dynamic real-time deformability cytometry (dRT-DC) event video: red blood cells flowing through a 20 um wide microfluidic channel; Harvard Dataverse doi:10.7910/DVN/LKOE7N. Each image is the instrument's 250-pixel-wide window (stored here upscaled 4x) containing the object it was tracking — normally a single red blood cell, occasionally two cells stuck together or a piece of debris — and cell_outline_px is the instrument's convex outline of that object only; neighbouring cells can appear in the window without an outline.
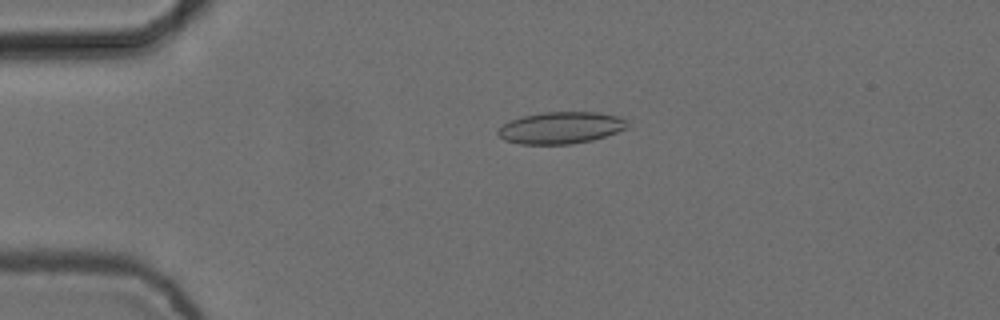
{"species": "common noctule bat (a hibernating species)", "species_latin": "Nyctalus noctula", "temperature_condition": "cold", "stored_images_in_passage": 4, "camera_frame_rate_fps": 3000, "um_per_image_px": 0.085, "animal": {"sex": "female", "body_mass_g": 24.6, "forearm_length_mm": 56.2}, "frame": {"image": 1, "passage_image": 3, "time_ms": 0.667, "image_size_px": [1000, 320], "cell_outline_px": [[628, 128], [592, 140], [572, 144], [520, 144], [504, 140], [496, 132], [496, 128], [508, 120], [540, 112], [596, 112], [620, 116], [628, 120]], "centroid_in_image_um": [47.65, 10.85], "position_along_channel_um": 37.4, "area_um2": 24.28}}